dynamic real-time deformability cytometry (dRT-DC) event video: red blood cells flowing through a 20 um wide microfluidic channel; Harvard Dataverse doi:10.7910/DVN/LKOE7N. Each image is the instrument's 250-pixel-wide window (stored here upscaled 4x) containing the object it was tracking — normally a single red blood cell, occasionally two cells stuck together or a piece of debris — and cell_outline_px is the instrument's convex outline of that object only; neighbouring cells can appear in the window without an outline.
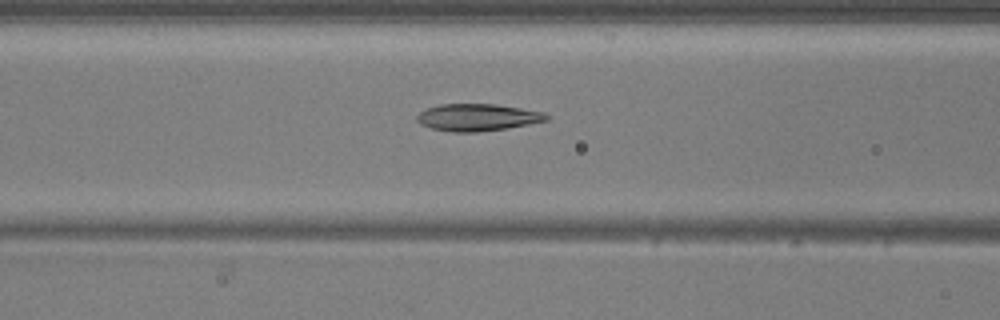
{"species": "common noctule bat (a hibernating species)", "species_latin": "Nyctalus noctula", "temperature_condition": "warm", "stored_images_in_passage": 49, "camera_frame_rate_fps": 3000, "um_per_image_px": 0.085, "animal": {"sex": "male", "body_mass_g": 20.5, "forearm_length_mm": 52.5}, "frame": {"image": 1, "passage_image": 20, "time_ms": 6.333, "image_size_px": [1000, 320], "cell_outline_px": [[548, 120], [508, 128], [476, 132], [452, 132], [432, 128], [420, 124], [416, 120], [416, 116], [420, 112], [428, 108], [440, 104], [496, 104], [544, 112], [548, 116]], "centroid_in_image_um": [40.57, 9.97], "position_along_channel_um": 126.0, "area_um2": 20.35}}
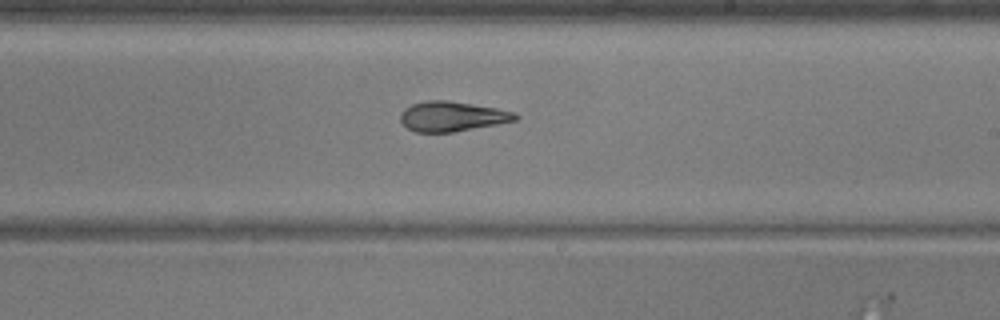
{"frame": {"image": 2, "passage_image": 29, "time_ms": 9.333, "image_size_px": [1000, 320], "cell_outline_px": [[520, 116], [516, 120], [496, 124], [452, 132], [416, 132], [408, 128], [400, 120], [400, 116], [404, 108], [412, 104], [428, 100], [448, 100], [496, 108], [512, 112]], "centroid_in_image_um": [38.4, 9.89], "position_along_channel_um": 250.6, "area_um2": 19.77}}
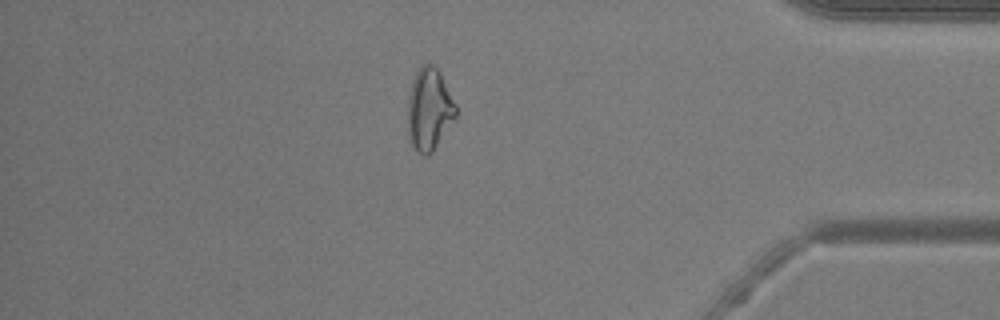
{"frame": {"image": 3, "passage_image": 42, "time_ms": 13.667, "image_size_px": [1000, 320], "cell_outline_px": [[456, 116], [432, 152], [428, 156], [424, 156], [412, 148], [408, 132], [408, 96], [412, 80], [420, 64], [432, 64], [440, 72], [456, 104]], "centroid_in_image_um": [36.46, 9.29], "position_along_channel_um": 398.7, "area_um2": 23.06}, "authors_computed_cell_mechanics": {"area_um2": 21.3282, "velocity_mm_per_s": 4.157, "shape_relaxation_time_tau1_ms": null, "shape_relaxation_time_tau2_ms": 1.9045, "deformation_change_tau1": null, "deformation_change_tau2": 0.0881}}